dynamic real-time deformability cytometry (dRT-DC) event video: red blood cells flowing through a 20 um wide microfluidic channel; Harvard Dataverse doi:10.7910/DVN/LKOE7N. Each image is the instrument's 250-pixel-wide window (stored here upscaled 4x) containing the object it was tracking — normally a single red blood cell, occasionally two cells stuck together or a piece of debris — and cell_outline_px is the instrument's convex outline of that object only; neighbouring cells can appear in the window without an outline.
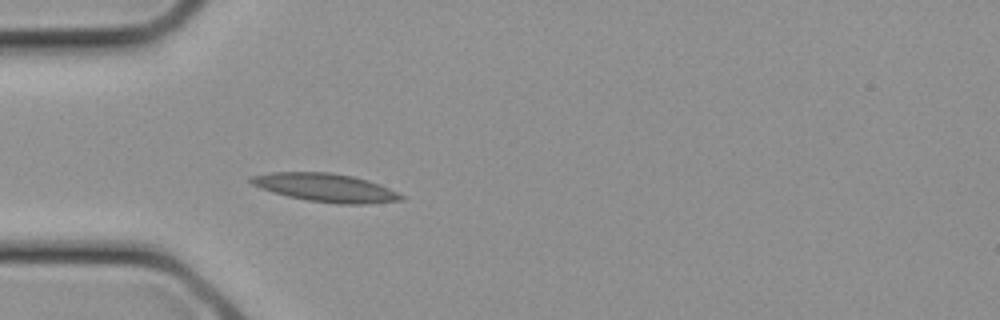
{"species": "common noctule bat (a hibernating species)", "species_latin": "Nyctalus noctula", "temperature_condition": "cold", "stored_images_in_passage": 20, "camera_frame_rate_fps": 3000, "um_per_image_px": 0.085, "animal": {"sex": "female", "body_mass_g": 21.9}, "frame": {"image": 1, "passage_image": 1, "time_ms": 0.0, "image_size_px": [1000, 320], "cell_outline_px": [[404, 200], [364, 204], [340, 204], [308, 200], [288, 196], [272, 192], [260, 188], [252, 184], [248, 180], [252, 176], [272, 172], [328, 172], [352, 176], [368, 180], [380, 184], [404, 196]], "centroid_in_image_um": [27.67, 15.95], "position_along_channel_um": 57.3, "area_um2": 24.62}}
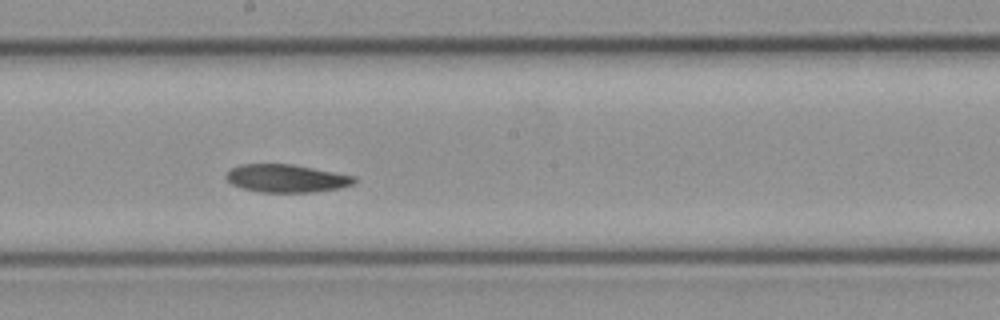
{"frame": {"image": 2, "passage_image": 8, "time_ms": 2.333, "image_size_px": [1000, 320], "cell_outline_px": [[356, 180], [352, 184], [340, 188], [312, 192], [260, 192], [244, 188], [232, 184], [224, 176], [232, 168], [240, 164], [292, 164], [356, 176]], "centroid_in_image_um": [24.35, 15.16], "position_along_channel_um": 223.8, "area_um2": 20.69}}
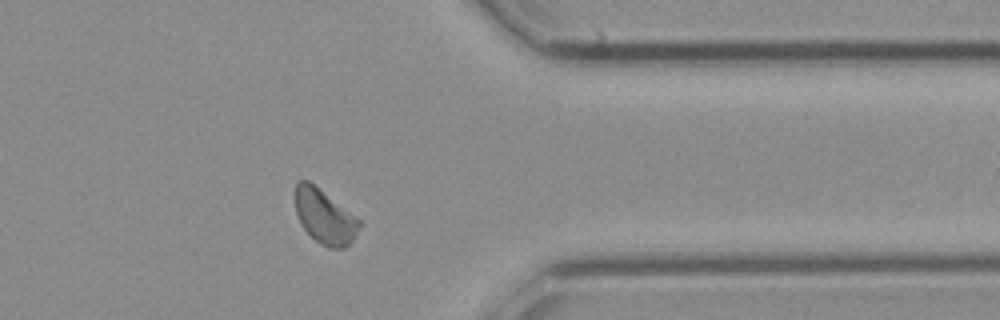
{"frame": {"image": 3, "passage_image": 15, "time_ms": 4.667, "image_size_px": [1000, 320], "cell_outline_px": [[360, 224], [356, 236], [344, 248], [328, 248], [320, 244], [300, 224], [296, 212], [296, 180], [308, 180], [356, 216], [360, 220]], "centroid_in_image_um": [27.59, 18.41], "position_along_channel_um": 383.8, "area_um2": 20.06}}